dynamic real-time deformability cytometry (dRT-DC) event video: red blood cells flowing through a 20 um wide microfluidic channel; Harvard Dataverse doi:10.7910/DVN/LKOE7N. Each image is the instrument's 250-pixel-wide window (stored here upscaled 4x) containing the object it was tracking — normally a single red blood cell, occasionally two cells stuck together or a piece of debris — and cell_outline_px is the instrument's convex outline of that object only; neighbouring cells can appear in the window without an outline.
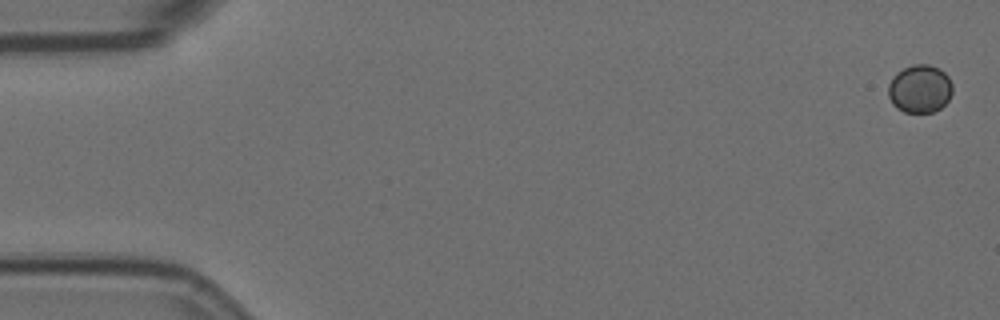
{"species": "Egyptian fruit bat (a non-hibernating species)", "species_latin": "Rousettus aegyptiacus", "temperature_condition": "room temperature", "stored_images_in_passage": 5, "camera_frame_rate_fps": 3000, "um_per_image_px": 0.085, "animal": {"sex": "female"}, "frame": {"image": 1, "passage_image": 1, "time_ms": 0.0, "image_size_px": [1000, 320], "cell_outline_px": [[952, 92], [948, 100], [940, 108], [932, 112], [904, 112], [896, 108], [892, 104], [888, 96], [888, 84], [892, 76], [896, 72], [912, 64], [928, 64], [940, 68], [948, 76], [952, 84]], "centroid_in_image_um": [78.16, 7.53], "position_along_channel_um": 6.8, "area_um2": 18.21}}
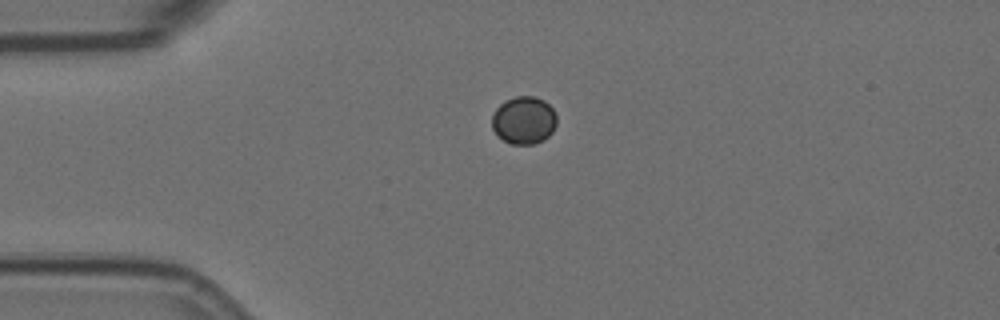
{"frame": {"image": 2, "passage_image": 4, "time_ms": 1.0, "image_size_px": [1000, 320], "cell_outline_px": [[556, 124], [552, 132], [544, 140], [536, 144], [512, 144], [504, 140], [492, 128], [492, 116], [496, 108], [500, 104], [516, 96], [536, 96], [544, 100], [556, 112]], "centroid_in_image_um": [44.55, 10.22], "position_along_channel_um": 40.4, "area_um2": 17.98}}